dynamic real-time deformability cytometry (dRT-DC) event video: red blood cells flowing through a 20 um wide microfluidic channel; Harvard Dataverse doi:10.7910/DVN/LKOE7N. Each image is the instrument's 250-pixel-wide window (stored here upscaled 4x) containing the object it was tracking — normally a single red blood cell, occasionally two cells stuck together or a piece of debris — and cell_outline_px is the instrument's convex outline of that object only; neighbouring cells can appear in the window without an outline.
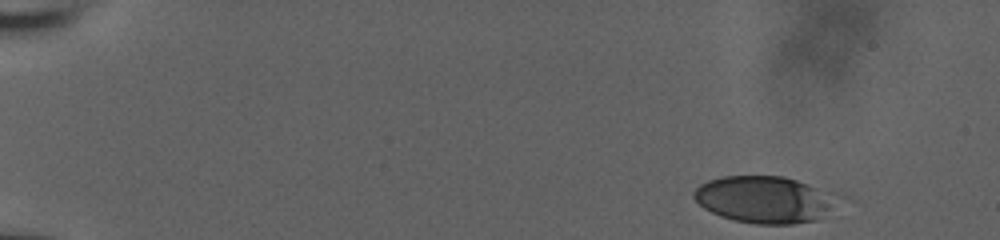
{"species": "human", "species_latin": "Homo sapiens", "temperature_condition": "room temperature", "stored_images_in_passage": 31, "camera_frame_rate_fps": 3000, "um_per_image_px": 0.085, "donor": {"sex": "male"}, "frame": {"image": 1, "passage_image": 1, "time_ms": 0.0, "image_size_px": [1000, 240], "cell_outline_px": [[828, 208], [816, 220], [792, 224], [756, 224], [732, 220], [720, 216], [704, 208], [692, 196], [692, 192], [700, 184], [708, 180], [724, 176], [784, 176], [808, 184], [828, 204]], "centroid_in_image_um": [64.67, 16.97], "position_along_channel_um": 20.3, "area_um2": 37.22}}
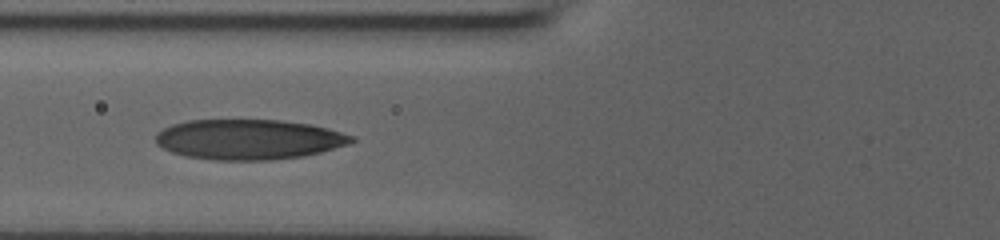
{"frame": {"image": 2, "passage_image": 18, "time_ms": 5.667, "image_size_px": [1000, 240], "cell_outline_px": [[356, 140], [348, 144], [320, 152], [304, 156], [272, 160], [216, 160], [184, 156], [172, 152], [156, 144], [156, 132], [172, 124], [188, 120], [280, 120], [312, 124], [328, 128], [356, 136]], "centroid_in_image_um": [21.16, 11.85], "position_along_channel_um": 104.6, "area_um2": 46.07}}
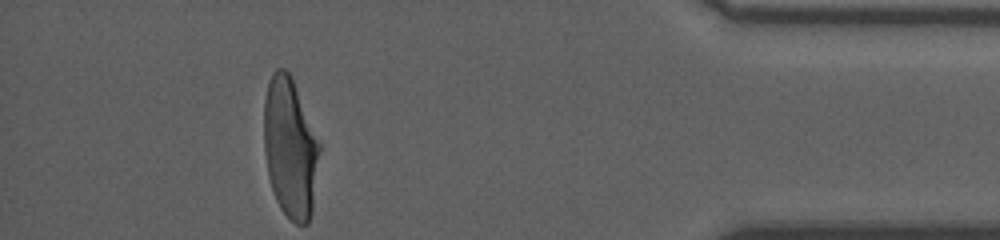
{"frame": {"image": 3, "passage_image": 31, "time_ms": 10.0, "image_size_px": [1000, 240], "cell_outline_px": [[320, 148], [312, 212], [308, 224], [296, 224], [280, 208], [272, 192], [268, 176], [264, 152], [264, 100], [268, 80], [272, 72], [276, 68], [284, 68], [288, 72], [292, 80], [320, 144]], "centroid_in_image_um": [24.64, 12.59], "position_along_channel_um": 410.6, "area_um2": 45.08}}